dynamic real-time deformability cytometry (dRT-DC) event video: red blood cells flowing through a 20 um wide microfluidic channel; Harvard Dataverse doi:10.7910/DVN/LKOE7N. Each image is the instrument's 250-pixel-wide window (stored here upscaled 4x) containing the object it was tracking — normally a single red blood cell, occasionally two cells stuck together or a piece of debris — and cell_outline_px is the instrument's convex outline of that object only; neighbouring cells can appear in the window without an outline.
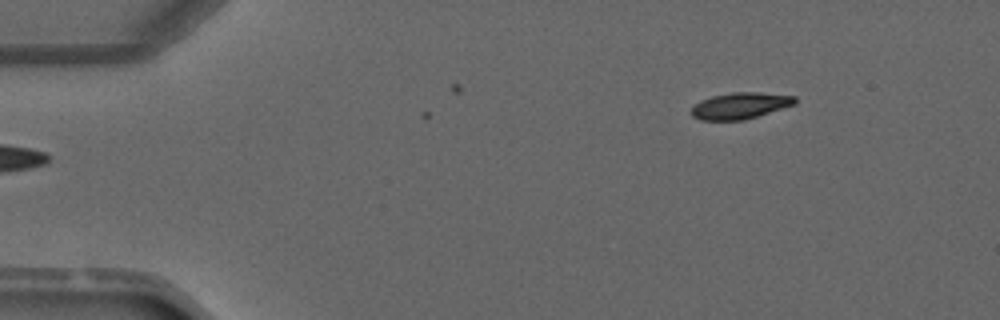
{"species": "common noctule bat (a hibernating species)", "species_latin": "Nyctalus noctula", "temperature_condition": "warm", "stored_images_in_passage": 2, "camera_frame_rate_fps": 3000, "um_per_image_px": 0.085, "animal": {"sex": "male", "forearm_length_mm": 52.5}, "frame": {"image": 1, "passage_image": 2, "time_ms": 2.0, "image_size_px": [1000, 320], "cell_outline_px": [[796, 104], [744, 120], [700, 120], [692, 116], [692, 108], [700, 100], [712, 96], [732, 92], [760, 92], [796, 96]], "centroid_in_image_um": [62.93, 8.98], "position_along_channel_um": 22.1, "area_um2": 15.9}}